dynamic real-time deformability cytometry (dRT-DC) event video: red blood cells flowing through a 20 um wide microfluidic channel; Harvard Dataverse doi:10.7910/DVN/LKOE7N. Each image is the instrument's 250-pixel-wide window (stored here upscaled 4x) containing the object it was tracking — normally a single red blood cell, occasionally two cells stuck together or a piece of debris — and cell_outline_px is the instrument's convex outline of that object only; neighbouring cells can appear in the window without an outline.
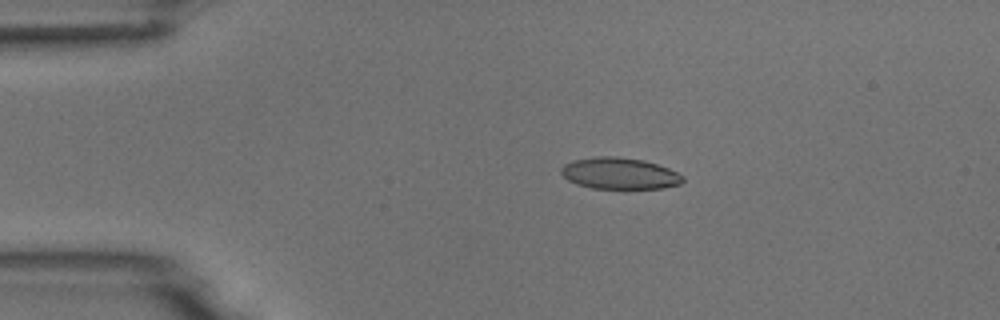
{"species": "common noctule bat (a hibernating species)", "species_latin": "Nyctalus noctula", "temperature_condition": "room temperature", "stored_images_in_passage": 7, "camera_frame_rate_fps": 3000, "um_per_image_px": 0.085, "animal": {"sex": "male", "body_mass_g": 18.8}, "frame": {"image": 1, "passage_image": 2, "time_ms": 1.333, "image_size_px": [1000, 320], "cell_outline_px": [[684, 180], [680, 184], [664, 188], [592, 188], [576, 184], [568, 180], [560, 172], [560, 168], [564, 164], [576, 160], [596, 156], [616, 156], [644, 160], [668, 168], [684, 176]], "centroid_in_image_um": [52.66, 14.74], "position_along_channel_um": 32.3, "area_um2": 22.25}}
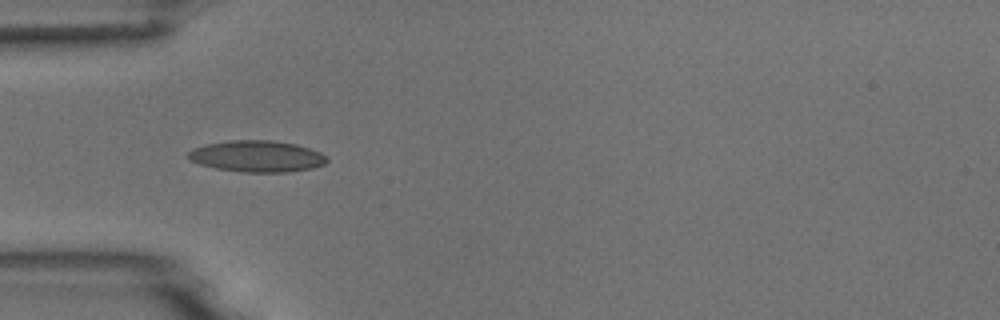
{"frame": {"image": 2, "passage_image": 4, "time_ms": 3.333, "image_size_px": [1000, 320], "cell_outline_px": [[328, 160], [324, 164], [312, 168], [288, 172], [240, 172], [216, 168], [200, 164], [192, 160], [188, 156], [188, 152], [196, 148], [208, 144], [228, 140], [272, 140], [296, 144], [320, 152]], "centroid_in_image_um": [21.86, 13.28], "position_along_channel_um": 63.1, "area_um2": 25.14}}